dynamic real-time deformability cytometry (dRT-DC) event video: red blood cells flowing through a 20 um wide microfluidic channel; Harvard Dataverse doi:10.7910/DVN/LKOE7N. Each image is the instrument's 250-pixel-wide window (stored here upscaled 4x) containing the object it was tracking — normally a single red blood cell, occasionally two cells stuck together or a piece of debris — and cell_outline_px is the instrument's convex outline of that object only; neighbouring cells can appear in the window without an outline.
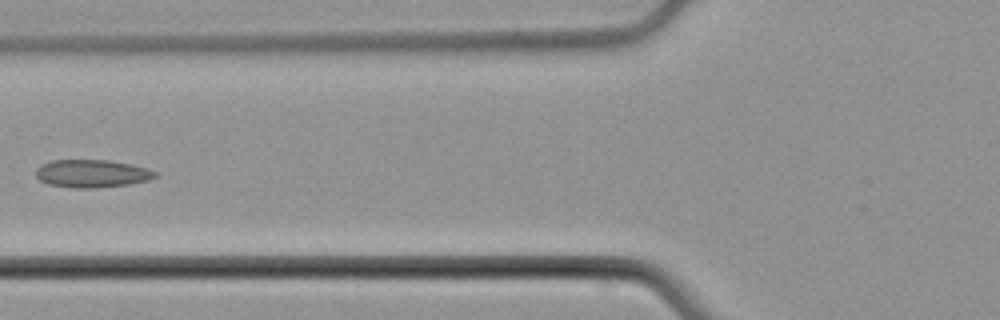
{"species": "common noctule bat (a hibernating species)", "species_latin": "Nyctalus noctula", "temperature_condition": "cold", "stored_images_in_passage": 5, "camera_frame_rate_fps": 3000, "um_per_image_px": 0.085, "animal": {"sex": "male", "body_mass_g": 21.5, "forearm_length_mm": 52.0}, "frame": {"image": 1, "passage_image": 5, "time_ms": 5.0, "image_size_px": [1000, 320], "cell_outline_px": [[160, 176], [148, 180], [128, 184], [92, 188], [76, 188], [48, 184], [40, 180], [36, 176], [36, 168], [52, 160], [108, 160], [132, 164], [148, 168], [156, 172]], "centroid_in_image_um": [7.85, 14.75], "position_along_channel_um": 118.0, "area_um2": 19.31}}